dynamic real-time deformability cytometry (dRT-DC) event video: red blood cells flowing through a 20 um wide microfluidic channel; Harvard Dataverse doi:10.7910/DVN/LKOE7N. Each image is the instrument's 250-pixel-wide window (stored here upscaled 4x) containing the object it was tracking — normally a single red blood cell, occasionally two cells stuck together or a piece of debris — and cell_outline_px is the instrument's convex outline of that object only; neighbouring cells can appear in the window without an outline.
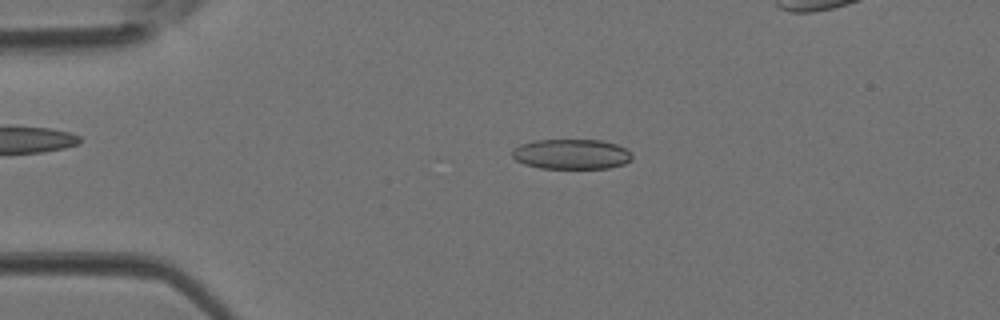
{"species": "Egyptian fruit bat (a non-hibernating species)", "species_latin": "Rousettus aegyptiacus", "temperature_condition": "room temperature", "stored_images_in_passage": 43, "camera_frame_rate_fps": 3000, "um_per_image_px": 0.085, "animal": {"sex": "female"}, "frame": {"image": 1, "passage_image": 9, "time_ms": 2.667, "image_size_px": [1000, 320], "cell_outline_px": [[632, 160], [624, 164], [608, 168], [540, 168], [524, 164], [516, 160], [512, 156], [512, 148], [520, 144], [536, 140], [600, 140], [616, 144], [632, 152]], "centroid_in_image_um": [48.57, 13.1], "position_along_channel_um": 36.4, "area_um2": 21.1}}
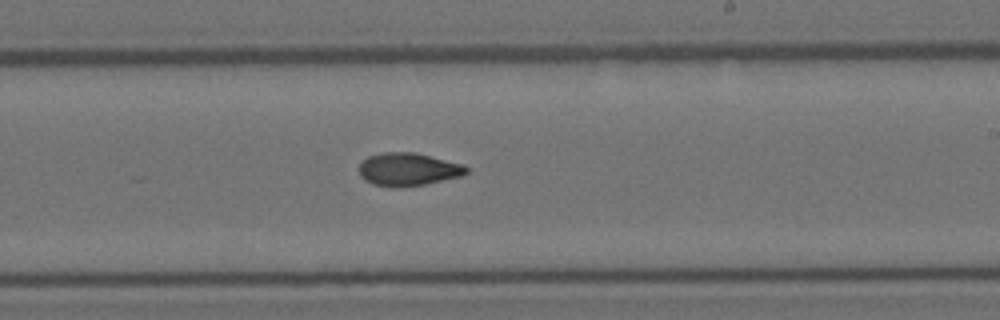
{"frame": {"image": 2, "passage_image": 25, "time_ms": 8.0, "image_size_px": [1000, 320], "cell_outline_px": [[468, 172], [460, 176], [424, 184], [392, 188], [372, 184], [364, 180], [360, 176], [360, 164], [368, 156], [384, 152], [416, 152], [464, 164], [468, 168]], "centroid_in_image_um": [34.69, 14.39], "position_along_channel_um": 254.3, "area_um2": 20.63}}
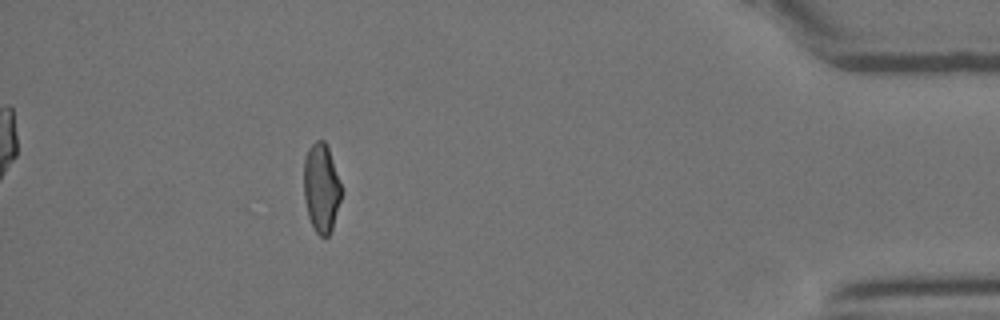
{"frame": {"image": 3, "passage_image": 38, "time_ms": 12.333, "image_size_px": [1000, 320], "cell_outline_px": [[344, 192], [332, 228], [328, 236], [320, 236], [316, 232], [308, 216], [304, 200], [304, 156], [308, 148], [316, 140], [324, 140], [328, 148]], "centroid_in_image_um": [27.32, 15.97], "position_along_channel_um": 407.9, "area_um2": 19.65}}